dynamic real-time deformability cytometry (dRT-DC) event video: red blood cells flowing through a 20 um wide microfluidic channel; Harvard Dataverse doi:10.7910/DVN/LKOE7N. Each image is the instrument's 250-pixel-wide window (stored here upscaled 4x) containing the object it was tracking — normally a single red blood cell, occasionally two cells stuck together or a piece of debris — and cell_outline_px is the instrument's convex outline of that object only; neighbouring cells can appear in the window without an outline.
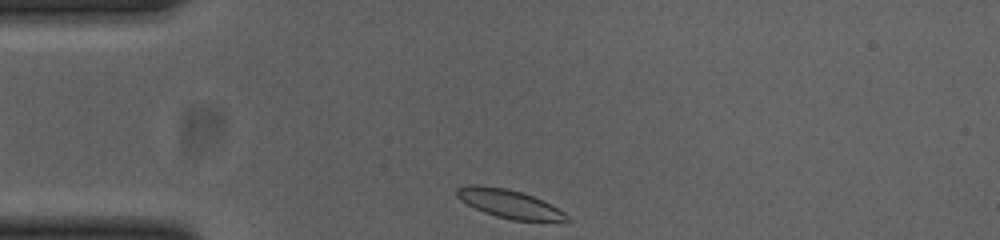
{"species": "common noctule bat (a hibernating species)", "species_latin": "Nyctalus noctula", "temperature_condition": "cold", "stored_images_in_passage": 31, "camera_frame_rate_fps": 3000, "um_per_image_px": 0.085, "animal": {"sex": "female", "body_mass_g": 23.0, "forearm_length_mm": 53.4}, "frame": {"image": 1, "passage_image": 1, "time_ms": 0.0, "image_size_px": [1000, 240], "cell_outline_px": [[568, 224], [512, 220], [496, 216], [484, 212], [460, 200], [456, 196], [456, 188], [464, 184], [484, 184], [508, 188], [532, 196], [564, 212], [568, 216]], "centroid_in_image_um": [43.31, 17.34], "position_along_channel_um": 41.7, "area_um2": 18.79}}
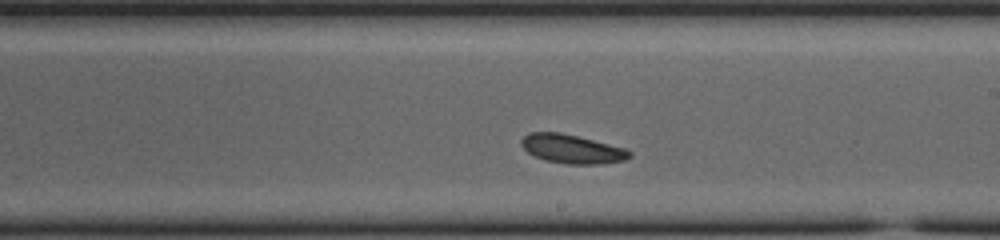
{"frame": {"image": 2, "passage_image": 19, "time_ms": 6.0, "image_size_px": [1000, 240], "cell_outline_px": [[632, 156], [624, 160], [604, 164], [568, 164], [544, 160], [528, 152], [520, 144], [520, 140], [528, 132], [560, 132], [624, 148], [632, 152]], "centroid_in_image_um": [48.6, 12.66], "position_along_channel_um": 240.4, "area_um2": 18.09}}
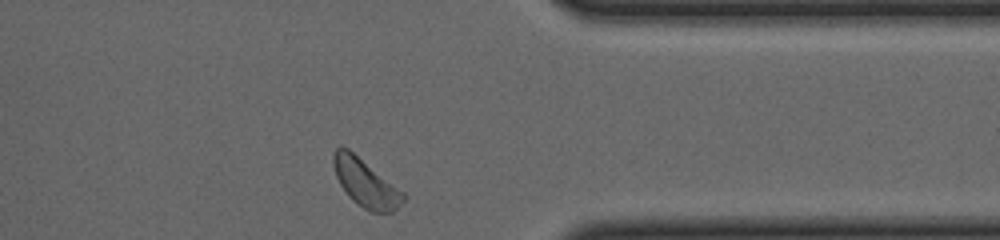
{"frame": {"image": 3, "passage_image": 31, "time_ms": 10.0, "image_size_px": [1000, 240], "cell_outline_px": [[408, 196], [392, 212], [372, 212], [356, 204], [348, 196], [340, 184], [336, 176], [332, 164], [332, 156], [336, 148], [348, 148], [404, 192]], "centroid_in_image_um": [31.07, 15.56], "position_along_channel_um": 380.3, "area_um2": 19.31}}